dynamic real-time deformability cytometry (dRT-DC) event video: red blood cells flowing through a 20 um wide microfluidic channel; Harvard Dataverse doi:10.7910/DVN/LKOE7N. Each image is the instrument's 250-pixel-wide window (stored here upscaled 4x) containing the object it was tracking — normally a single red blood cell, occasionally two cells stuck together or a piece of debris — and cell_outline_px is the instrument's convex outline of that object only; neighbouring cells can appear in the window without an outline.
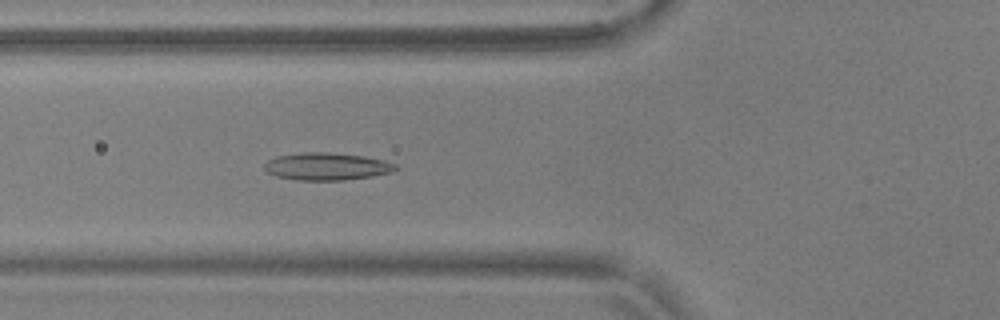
{"species": "common noctule bat (a hibernating species)", "species_latin": "Nyctalus noctula", "temperature_condition": "warm", "stored_images_in_passage": 44, "segment_of_instrument_passage": [1, 2], "camera_frame_rate_fps": 3000, "um_per_image_px": 0.085, "animal": {"sex": "male", "body_mass_g": 17.9, "forearm_length_mm": 54.2}, "frame": {"image": 1, "passage_image": 9, "time_ms": 2.667, "image_size_px": [1000, 320], "cell_outline_px": [[396, 168], [392, 172], [372, 176], [344, 180], [296, 180], [276, 176], [268, 172], [264, 168], [264, 164], [268, 160], [276, 156], [304, 152], [328, 152], [364, 156], [384, 160], [396, 164]], "centroid_in_image_um": [27.76, 14.14], "position_along_channel_um": 98.0, "area_um2": 20.92}}
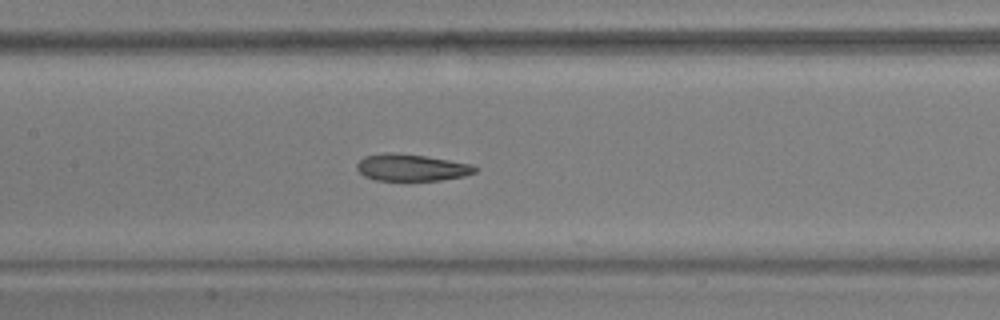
{"frame": {"image": 2, "passage_image": 15, "time_ms": 4.667, "image_size_px": [1000, 320], "cell_outline_px": [[480, 168], [476, 172], [464, 176], [440, 180], [376, 180], [364, 176], [356, 168], [356, 164], [364, 156], [388, 152], [396, 152], [424, 156], [472, 164]], "centroid_in_image_um": [34.98, 14.23], "position_along_channel_um": 172.4, "area_um2": 18.5}}
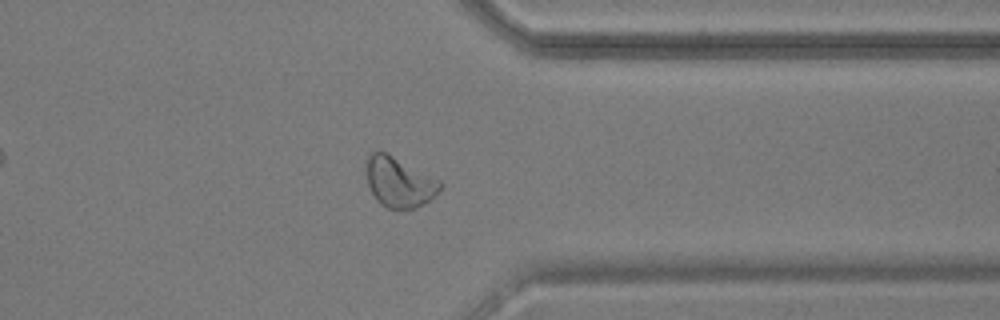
{"frame": {"image": 3, "passage_image": 32, "time_ms": 10.333, "image_size_px": [1000, 320], "cell_outline_px": [[444, 184], [424, 204], [416, 208], [388, 208], [380, 204], [376, 200], [368, 184], [364, 168], [368, 152], [388, 152], [440, 180]], "centroid_in_image_um": [33.88, 15.44], "position_along_channel_um": 377.5, "area_um2": 21.73}}